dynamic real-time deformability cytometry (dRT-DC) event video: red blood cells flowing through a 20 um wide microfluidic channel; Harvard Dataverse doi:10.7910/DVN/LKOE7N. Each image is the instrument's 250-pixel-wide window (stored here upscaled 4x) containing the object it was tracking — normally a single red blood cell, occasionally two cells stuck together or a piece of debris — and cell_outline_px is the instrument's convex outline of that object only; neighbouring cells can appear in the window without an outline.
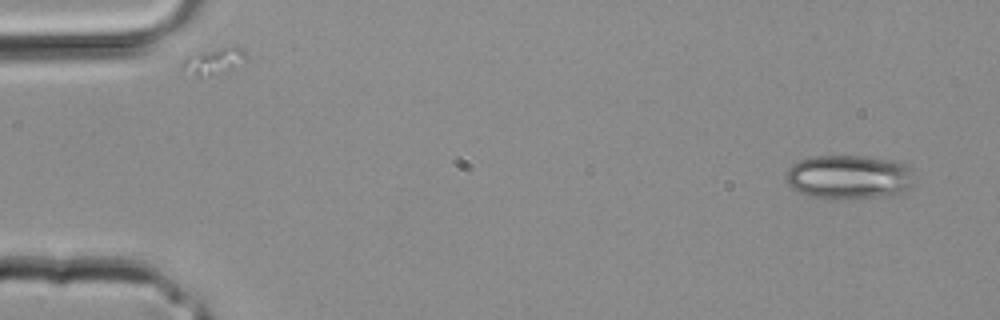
{"species": "common noctule bat (a hibernating species)", "species_latin": "Nyctalus noctula", "temperature_condition": "room temperature", "stored_images_in_passage": 3, "camera_frame_rate_fps": 3000, "um_per_image_px": 0.085, "animal": {"sex": "male", "body_mass_g": 20.4}, "frame": {"image": 1, "passage_image": 1, "time_ms": 0.0, "image_size_px": [1000, 320], "cell_outline_px": [[912, 184], [900, 192], [892, 196], [848, 200], [832, 200], [808, 196], [792, 188], [788, 184], [788, 168], [792, 164], [800, 160], [816, 156], [860, 156], [892, 160], [908, 164], [912, 168]], "centroid_in_image_um": [72.18, 15.07], "position_along_channel_um": 12.8, "area_um2": 33.41}}